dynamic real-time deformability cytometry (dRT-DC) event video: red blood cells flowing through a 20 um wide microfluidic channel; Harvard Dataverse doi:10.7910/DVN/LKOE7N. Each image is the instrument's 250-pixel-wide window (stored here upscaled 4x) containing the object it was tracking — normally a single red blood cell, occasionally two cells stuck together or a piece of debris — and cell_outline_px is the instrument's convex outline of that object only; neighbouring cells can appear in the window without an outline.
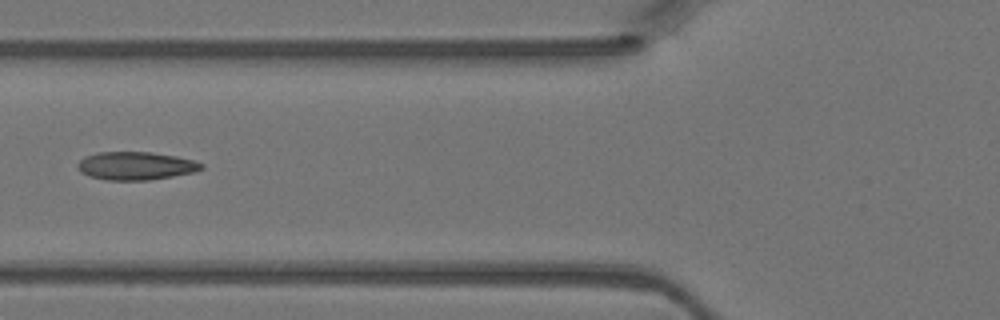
{"species": "Egyptian fruit bat (a non-hibernating species)", "species_latin": "Rousettus aegyptiacus", "temperature_condition": "warm", "stored_images_in_passage": 5, "camera_frame_rate_fps": 3000, "um_per_image_px": 0.085, "animal": {"sex": "female"}, "frame": {"image": 1, "passage_image": 5, "time_ms": 1.333, "image_size_px": [1000, 320], "cell_outline_px": [[204, 168], [196, 172], [148, 180], [108, 180], [88, 176], [80, 172], [76, 164], [84, 156], [96, 152], [152, 152], [176, 156], [192, 160], [204, 164]], "centroid_in_image_um": [11.52, 14.09], "position_along_channel_um": 114.3, "area_um2": 20.4}}